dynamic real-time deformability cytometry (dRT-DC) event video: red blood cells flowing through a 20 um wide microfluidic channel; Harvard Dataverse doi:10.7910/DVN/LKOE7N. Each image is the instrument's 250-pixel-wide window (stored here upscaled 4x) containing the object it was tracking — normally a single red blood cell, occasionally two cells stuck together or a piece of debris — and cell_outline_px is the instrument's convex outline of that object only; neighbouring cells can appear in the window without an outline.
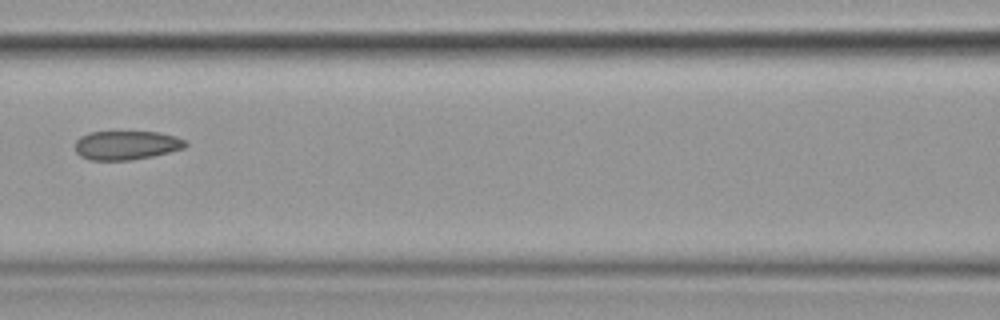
{"species": "common noctule bat (a hibernating species)", "species_latin": "Nyctalus noctula", "temperature_condition": "cold", "stored_images_in_passage": 11, "camera_frame_rate_fps": 3000, "um_per_image_px": 0.085, "animal": {"sex": "female", "body_mass_g": 19.9}, "frame": {"image": 1, "passage_image": 7, "time_ms": 7.667, "image_size_px": [1000, 320], "cell_outline_px": [[188, 144], [184, 148], [152, 156], [128, 160], [88, 160], [80, 156], [76, 152], [76, 140], [80, 136], [88, 132], [160, 132], [176, 136], [184, 140]], "centroid_in_image_um": [10.72, 12.34], "position_along_channel_um": 155.9, "area_um2": 18.61}}
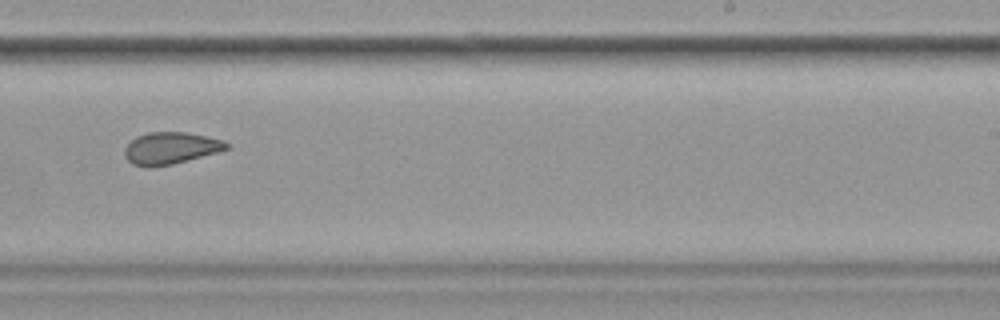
{"frame": {"image": 2, "passage_image": 10, "time_ms": 11.0, "image_size_px": [1000, 320], "cell_outline_px": [[232, 148], [220, 152], [172, 164], [152, 168], [148, 168], [132, 164], [124, 156], [124, 148], [136, 136], [148, 132], [184, 132], [208, 136], [224, 140], [232, 144]], "centroid_in_image_um": [14.55, 12.6], "position_along_channel_um": 274.4, "area_um2": 19.42}}
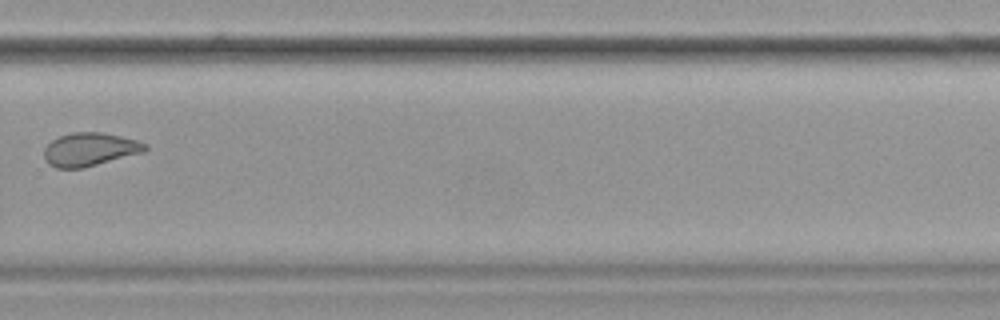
{"frame": {"image": 3, "passage_image": 11, "time_ms": 12.333, "image_size_px": [1000, 320], "cell_outline_px": [[148, 148], [144, 152], [84, 168], [56, 168], [48, 164], [44, 160], [44, 148], [52, 140], [60, 136], [72, 132], [100, 132], [120, 136], [136, 140], [148, 144]], "centroid_in_image_um": [7.62, 12.7], "position_along_channel_um": 322.2, "area_um2": 19.71}}